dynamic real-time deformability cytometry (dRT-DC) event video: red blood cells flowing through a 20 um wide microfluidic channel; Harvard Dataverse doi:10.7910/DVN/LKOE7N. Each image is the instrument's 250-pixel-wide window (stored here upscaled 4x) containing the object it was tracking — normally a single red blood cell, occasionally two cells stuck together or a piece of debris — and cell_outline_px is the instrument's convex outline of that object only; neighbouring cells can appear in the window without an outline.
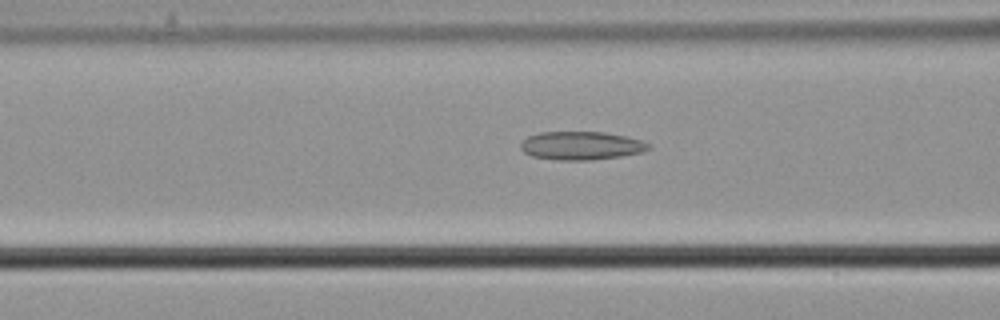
{"species": "common noctule bat (a hibernating species)", "species_latin": "Nyctalus noctula", "temperature_condition": "cold", "stored_images_in_passage": 55, "camera_frame_rate_fps": 3000, "um_per_image_px": 0.085, "animal": {"sex": "male", "body_mass_g": 21.5, "forearm_length_mm": 52.0}, "frame": {"image": 1, "passage_image": 22, "time_ms": 7.0, "image_size_px": [1000, 320], "cell_outline_px": [[652, 148], [640, 152], [620, 156], [592, 160], [556, 160], [532, 156], [524, 152], [520, 148], [520, 144], [528, 136], [540, 132], [604, 132], [624, 136], [640, 140], [652, 144]], "centroid_in_image_um": [49.4, 12.38], "position_along_channel_um": 117.2, "area_um2": 21.1}}
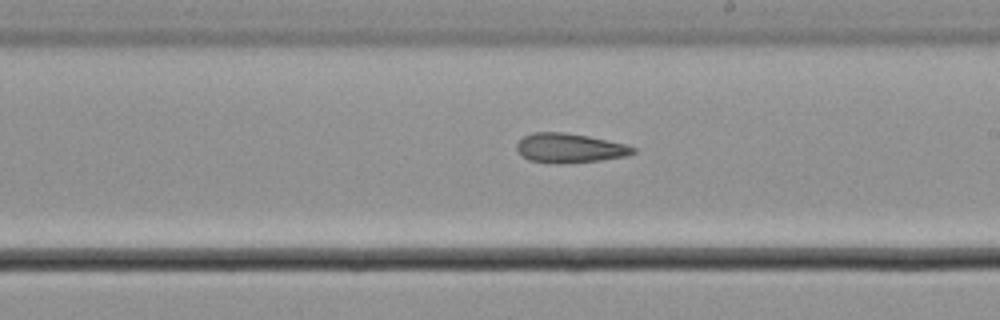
{"frame": {"image": 2, "passage_image": 32, "time_ms": 10.333, "image_size_px": [1000, 320], "cell_outline_px": [[636, 152], [628, 156], [600, 160], [556, 164], [528, 160], [516, 148], [516, 144], [524, 136], [532, 132], [564, 132], [588, 136], [624, 144], [636, 148]], "centroid_in_image_um": [48.42, 12.58], "position_along_channel_um": 240.6, "area_um2": 19.83}}
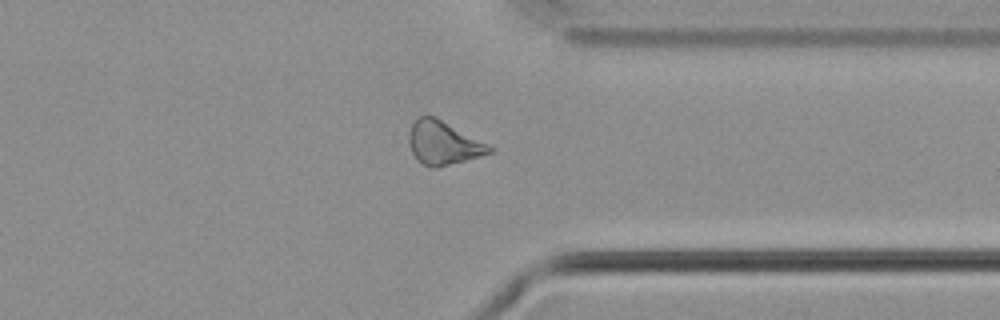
{"frame": {"image": 3, "passage_image": 43, "time_ms": 14.0, "image_size_px": [1000, 320], "cell_outline_px": [[492, 152], [436, 168], [432, 168], [424, 164], [412, 152], [408, 140], [408, 136], [412, 124], [420, 116], [436, 116], [492, 148]], "centroid_in_image_um": [37.62, 12.14], "position_along_channel_um": 373.8, "area_um2": 19.59}, "authors_computed_cell_mechanics": {"area_um2": 21.097, "velocity_mm_per_s": 3.6975, "shape_relaxation_time_tau1_ms": null, "shape_relaxation_time_tau2_ms": 4.0792, "deformation_change_tau1": null, "deformation_change_tau2": 0.1142}}